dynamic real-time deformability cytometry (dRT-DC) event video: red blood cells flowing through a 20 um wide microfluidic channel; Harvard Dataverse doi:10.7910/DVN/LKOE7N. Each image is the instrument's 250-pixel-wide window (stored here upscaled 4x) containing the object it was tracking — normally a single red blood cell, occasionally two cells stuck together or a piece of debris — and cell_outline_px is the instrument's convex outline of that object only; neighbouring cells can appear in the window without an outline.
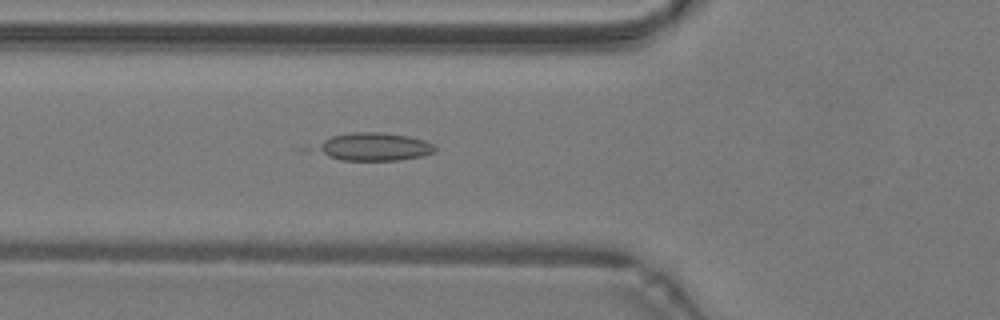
{"species": "common noctule bat (a hibernating species)", "species_latin": "Nyctalus noctula", "temperature_condition": "warm", "stored_images_in_passage": 45, "camera_frame_rate_fps": 3000, "um_per_image_px": 0.085, "animal": {"sex": "male", "body_mass_g": 19.2, "forearm_length_mm": 51.8}, "frame": {"image": 1, "passage_image": 15, "time_ms": 4.667, "image_size_px": [1000, 320], "cell_outline_px": [[436, 148], [432, 152], [420, 156], [396, 160], [340, 160], [328, 156], [316, 148], [324, 140], [332, 136], [352, 132], [380, 132], [408, 136], [424, 140], [432, 144]], "centroid_in_image_um": [31.8, 12.46], "position_along_channel_um": 94.0, "area_um2": 18.84}}
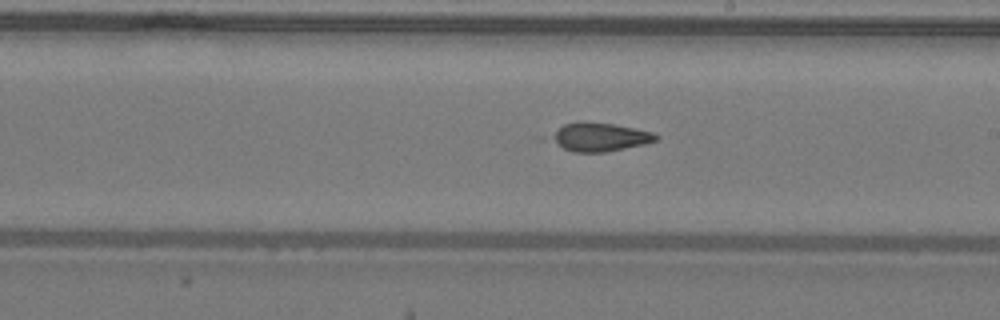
{"frame": {"image": 2, "passage_image": 25, "time_ms": 8.0, "image_size_px": [1000, 320], "cell_outline_px": [[660, 136], [656, 140], [644, 144], [604, 152], [572, 152], [564, 148], [552, 140], [548, 136], [564, 124], [580, 120], [584, 120], [612, 124], [652, 132]], "centroid_in_image_um": [50.93, 11.63], "position_along_channel_um": 238.1, "area_um2": 17.34}}
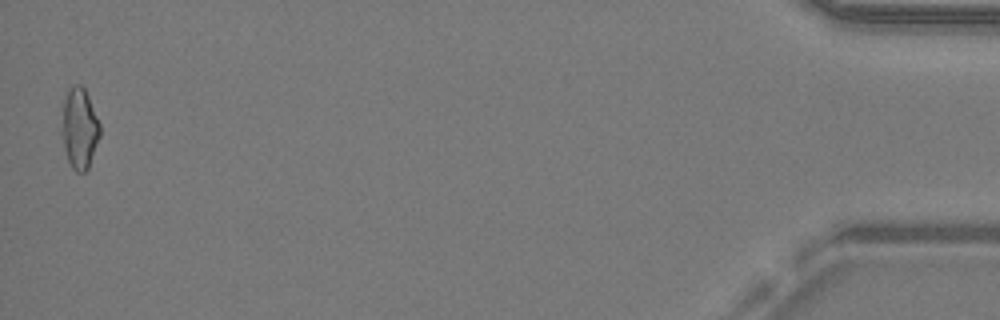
{"frame": {"image": 3, "passage_image": 45, "time_ms": 14.667, "image_size_px": [1000, 320], "cell_outline_px": [[100, 136], [88, 168], [84, 172], [76, 172], [72, 168], [68, 160], [64, 148], [60, 132], [64, 100], [68, 88], [72, 84], [80, 84], [84, 88], [88, 96], [100, 124]], "centroid_in_image_um": [6.73, 10.9], "position_along_channel_um": 428.5, "area_um2": 18.09}}